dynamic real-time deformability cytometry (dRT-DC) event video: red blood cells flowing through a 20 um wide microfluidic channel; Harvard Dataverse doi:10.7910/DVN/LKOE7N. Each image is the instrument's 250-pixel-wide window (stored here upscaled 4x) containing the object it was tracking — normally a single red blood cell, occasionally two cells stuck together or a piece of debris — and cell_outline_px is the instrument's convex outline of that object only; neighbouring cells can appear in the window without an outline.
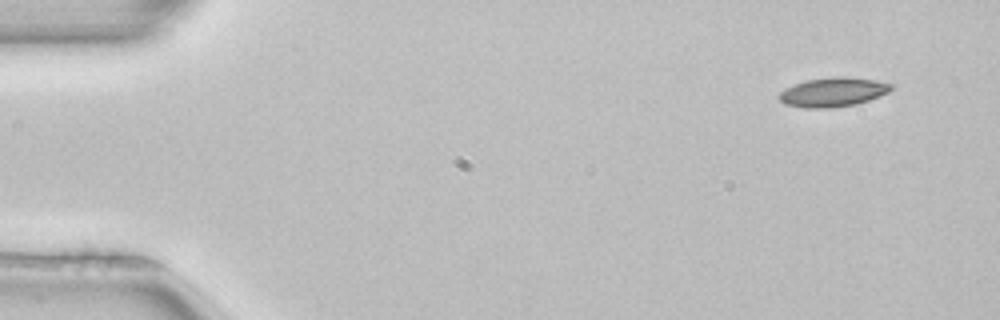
{"species": "common noctule bat (a hibernating species)", "species_latin": "Nyctalus noctula", "temperature_condition": "room temperature", "stored_images_in_passage": 3, "camera_frame_rate_fps": 3000, "um_per_image_px": 0.085, "animal": {"sex": "female", "body_mass_g": 22.7, "forearm_length_mm": 54.2}, "frame": {"image": 1, "passage_image": 1, "time_ms": 0.0, "image_size_px": [1000, 320], "cell_outline_px": [[896, 84], [888, 92], [880, 96], [856, 104], [832, 108], [804, 108], [784, 104], [776, 96], [780, 92], [796, 84], [808, 80], [836, 76], [844, 76], [876, 80]], "centroid_in_image_um": [70.84, 7.83], "position_along_channel_um": 14.2, "area_um2": 19.13}}
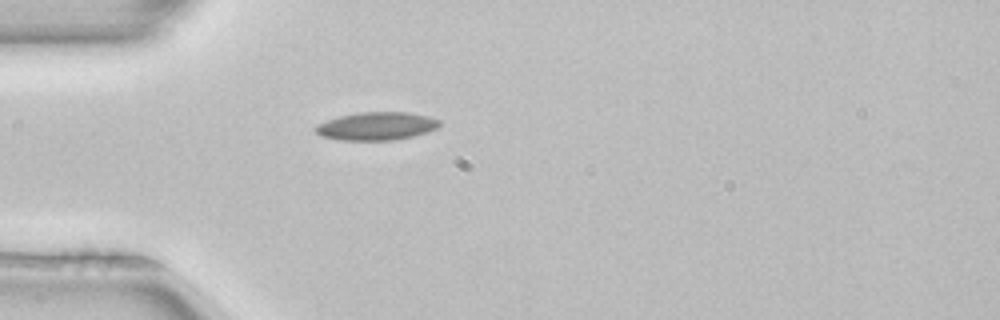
{"frame": {"image": 2, "passage_image": 3, "time_ms": 0.667, "image_size_px": [1000, 320], "cell_outline_px": [[440, 124], [436, 128], [412, 136], [396, 140], [340, 140], [320, 136], [316, 132], [316, 124], [340, 116], [360, 112], [408, 112], [428, 116], [440, 120]], "centroid_in_image_um": [31.99, 10.72], "position_along_channel_um": 53.0, "area_um2": 20.11}}